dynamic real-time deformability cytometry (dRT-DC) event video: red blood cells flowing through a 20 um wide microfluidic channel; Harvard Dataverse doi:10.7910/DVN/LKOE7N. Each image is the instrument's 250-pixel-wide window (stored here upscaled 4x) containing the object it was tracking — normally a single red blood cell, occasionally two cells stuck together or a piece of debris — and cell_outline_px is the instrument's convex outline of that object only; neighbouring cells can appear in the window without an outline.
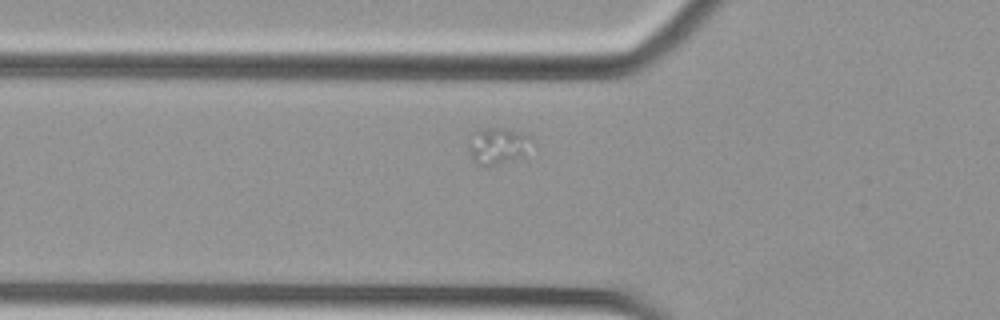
{"species": "Egyptian fruit bat (a non-hibernating species)", "species_latin": "Rousettus aegyptiacus", "temperature_condition": "cold", "stored_images_in_passage": 40, "camera_frame_rate_fps": 3000, "um_per_image_px": 0.085, "animal": {"sex": "female"}, "frame": {"image": 1, "passage_image": 5, "time_ms": 1.333, "image_size_px": [1000, 320], "cell_outline_px": [[532, 140], [524, 156], [488, 168], [476, 164], [472, 160], [468, 148], [468, 140], [472, 132], [476, 128], [504, 128], [532, 136]], "centroid_in_image_um": [42.25, 12.41], "position_along_channel_um": 83.6, "area_um2": 13.93}}
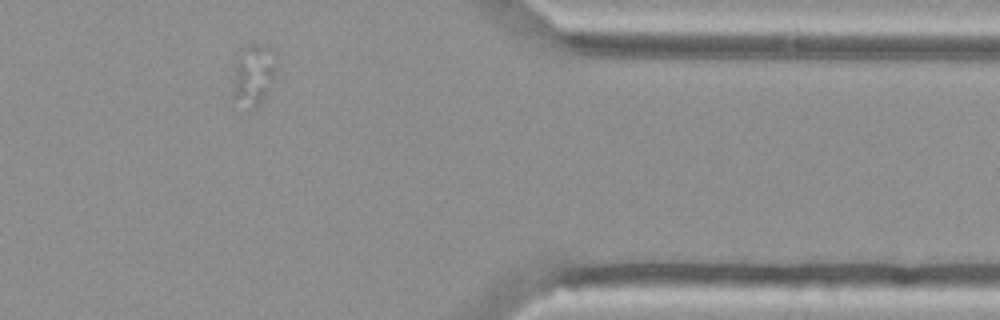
{"frame": {"image": 2, "passage_image": 33, "time_ms": 10.667, "image_size_px": [1000, 320], "cell_outline_px": [[276, 80], [256, 108], [236, 96], [232, 92], [236, 64], [240, 48], [248, 44], [260, 44], [276, 72]], "centroid_in_image_um": [21.51, 6.35], "position_along_channel_um": 389.9, "area_um2": 13.99}}